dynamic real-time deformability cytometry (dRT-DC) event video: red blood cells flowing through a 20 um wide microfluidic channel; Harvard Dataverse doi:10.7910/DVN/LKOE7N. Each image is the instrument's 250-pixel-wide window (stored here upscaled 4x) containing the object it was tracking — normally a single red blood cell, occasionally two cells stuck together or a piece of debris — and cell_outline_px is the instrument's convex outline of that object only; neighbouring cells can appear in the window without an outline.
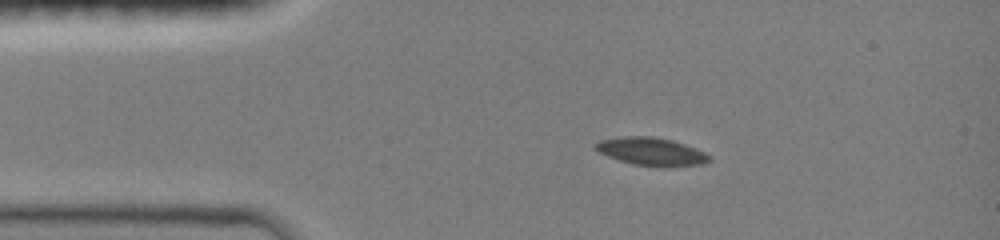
{"species": "common noctule bat (a hibernating species)", "species_latin": "Nyctalus noctula", "temperature_condition": "room temperature", "stored_images_in_passage": 40, "camera_frame_rate_fps": 3000, "um_per_image_px": 0.085, "animal": {"sex": "female", "body_mass_g": 19.0, "forearm_length_mm": 51.5}, "frame": {"image": 1, "passage_image": 1, "time_ms": 0.0, "image_size_px": [1000, 240], "cell_outline_px": [[712, 160], [704, 164], [632, 164], [608, 156], [600, 152], [596, 148], [596, 144], [600, 140], [624, 136], [652, 136], [672, 140], [696, 148], [712, 156]], "centroid_in_image_um": [55.38, 12.83], "position_along_channel_um": 29.6, "area_um2": 17.63}}
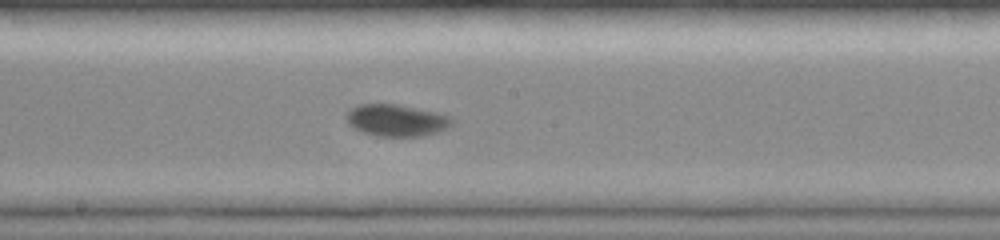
{"frame": {"image": 2, "passage_image": 18, "time_ms": 5.667, "image_size_px": [1000, 240], "cell_outline_px": [[456, 120], [448, 128], [424, 136], [376, 136], [352, 128], [348, 124], [348, 112], [356, 104], [396, 104], [436, 112], [452, 116]], "centroid_in_image_um": [33.74, 10.23], "position_along_channel_um": 214.5, "area_um2": 19.65}}
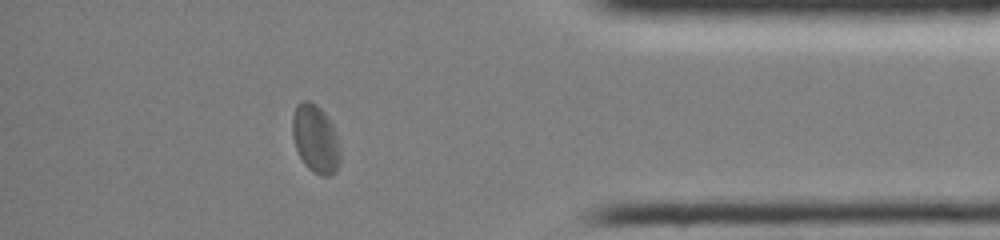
{"frame": {"image": 3, "passage_image": 34, "time_ms": 11.0, "image_size_px": [1000, 240], "cell_outline_px": [[340, 164], [328, 176], [320, 176], [312, 172], [304, 164], [296, 148], [292, 136], [292, 116], [296, 104], [304, 100], [308, 100], [316, 104], [328, 116], [332, 124], [340, 148]], "centroid_in_image_um": [26.8, 11.79], "position_along_channel_um": 408.4, "area_um2": 19.07}, "authors_computed_cell_mechanics": {"area_um2": 18.9006, "velocity_mm_per_s": 3.9561, "shape_relaxation_time_tau1_ms": 2.6059, "shape_relaxation_time_tau2_ms": null, "deformation_change_tau1": 0.0933, "deformation_change_tau2": null}}